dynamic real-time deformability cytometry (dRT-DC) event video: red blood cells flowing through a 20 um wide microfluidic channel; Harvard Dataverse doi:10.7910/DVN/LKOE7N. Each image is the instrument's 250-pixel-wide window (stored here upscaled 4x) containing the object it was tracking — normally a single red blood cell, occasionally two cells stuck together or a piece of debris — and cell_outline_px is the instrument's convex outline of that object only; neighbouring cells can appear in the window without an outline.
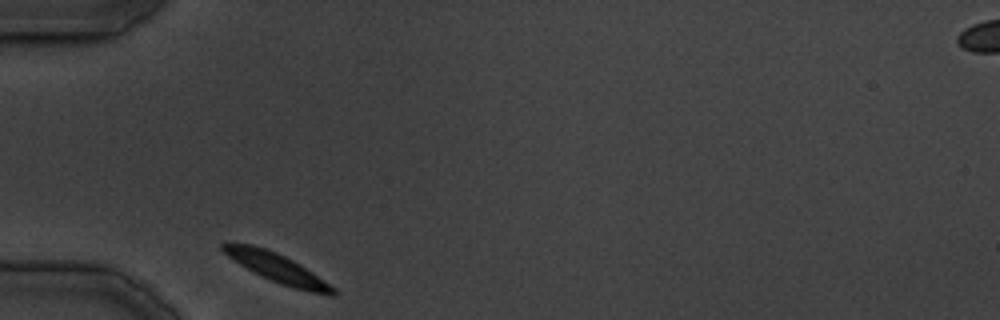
{"species": "common noctule bat (a hibernating species)", "species_latin": "Nyctalus noctula", "temperature_condition": "cold", "stored_images_in_passage": 25, "camera_frame_rate_fps": 3000, "um_per_image_px": 0.085, "animal": {"sex": "male", "body_mass_g": 19.5, "forearm_length_mm": 54.6}, "frame": {"image": 1, "passage_image": 1, "time_ms": 0.0, "image_size_px": [1000, 320], "cell_outline_px": [[336, 296], [328, 296], [292, 288], [280, 284], [240, 264], [228, 256], [220, 248], [220, 244], [252, 244], [276, 252], [300, 264], [336, 288]], "centroid_in_image_um": [23.64, 22.81], "position_along_channel_um": 61.4, "area_um2": 18.21}}
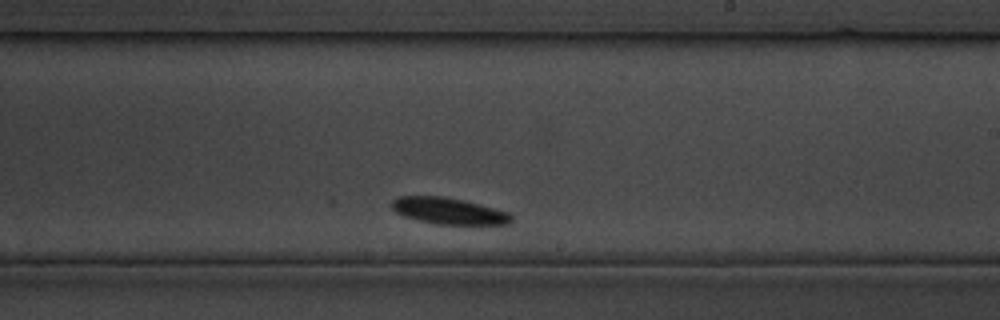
{"frame": {"image": 2, "passage_image": 15, "time_ms": 16.0, "image_size_px": [1000, 320], "cell_outline_px": [[512, 224], [436, 224], [404, 216], [396, 212], [392, 208], [392, 200], [396, 196], [444, 196], [512, 212]], "centroid_in_image_um": [38.17, 17.93], "position_along_channel_um": 250.8, "area_um2": 18.38}}
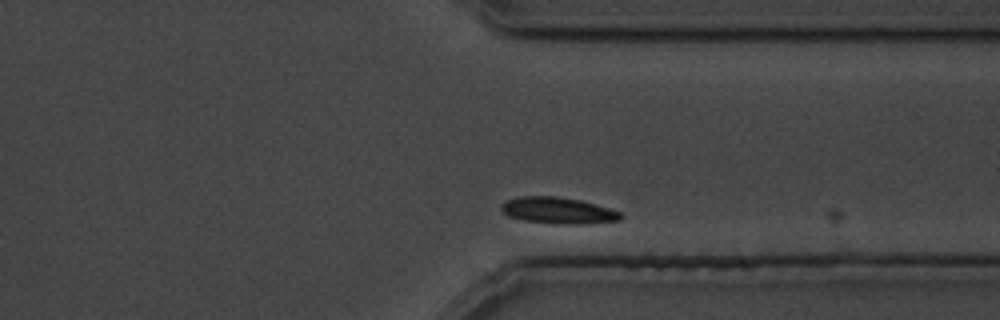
{"frame": {"image": 3, "passage_image": 23, "time_ms": 25.0, "image_size_px": [1000, 320], "cell_outline_px": [[624, 216], [620, 220], [588, 224], [560, 224], [524, 220], [508, 216], [500, 208], [500, 204], [516, 196], [556, 196], [580, 200], [624, 212]], "centroid_in_image_um": [47.48, 17.89], "position_along_channel_um": 363.9, "area_um2": 18.55}}